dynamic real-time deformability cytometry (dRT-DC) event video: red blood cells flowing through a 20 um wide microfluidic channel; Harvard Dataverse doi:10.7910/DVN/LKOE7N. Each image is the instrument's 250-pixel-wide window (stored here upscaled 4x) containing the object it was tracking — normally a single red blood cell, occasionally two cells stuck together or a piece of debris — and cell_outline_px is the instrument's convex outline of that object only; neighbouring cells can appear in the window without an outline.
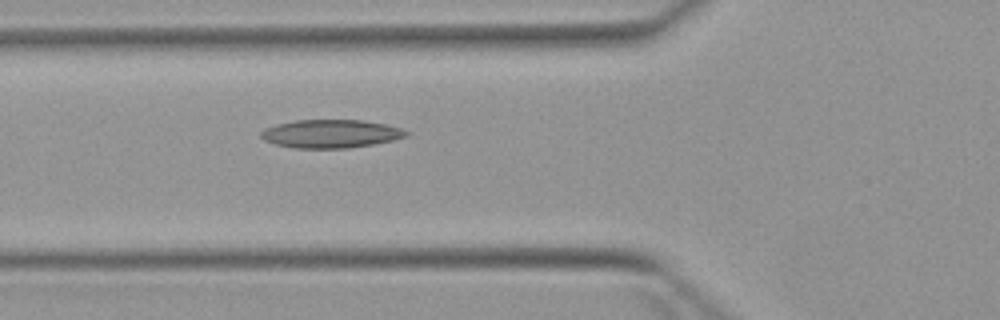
{"species": "Egyptian fruit bat (a non-hibernating species)", "species_latin": "Rousettus aegyptiacus", "temperature_condition": "warm", "stored_images_in_passage": 5, "camera_frame_rate_fps": 3000, "um_per_image_px": 0.085, "animal": {"sex": "female"}, "frame": {"image": 1, "passage_image": 5, "time_ms": 4.667, "image_size_px": [1000, 320], "cell_outline_px": [[408, 136], [396, 140], [348, 148], [292, 148], [276, 144], [264, 140], [260, 136], [260, 132], [264, 128], [276, 124], [296, 120], [364, 120], [384, 124], [400, 128], [408, 132]], "centroid_in_image_um": [28.1, 11.37], "position_along_channel_um": 97.7, "area_um2": 23.99}}